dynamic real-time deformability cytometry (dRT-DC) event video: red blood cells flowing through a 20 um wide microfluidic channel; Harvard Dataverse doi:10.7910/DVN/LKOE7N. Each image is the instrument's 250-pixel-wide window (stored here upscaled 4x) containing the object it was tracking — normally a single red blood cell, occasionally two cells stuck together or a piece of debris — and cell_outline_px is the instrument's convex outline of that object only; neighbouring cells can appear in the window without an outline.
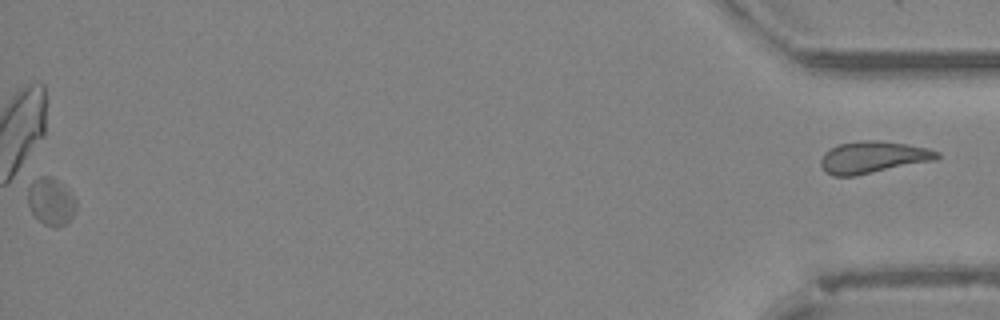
{"species": "Egyptian fruit bat (a non-hibernating species)", "species_latin": "Rousettus aegyptiacus", "temperature_condition": "cold", "stored_images_in_passage": 53, "camera_frame_rate_fps": 3000, "um_per_image_px": 0.085, "animal": {"sex": "female"}, "frame": {"image": 1, "passage_image": 53, "time_ms": 17.333, "image_size_px": [1000, 320], "cell_outline_px": [[940, 156], [936, 160], [856, 176], [832, 176], [824, 172], [820, 164], [820, 160], [824, 152], [840, 144], [864, 140], [880, 140], [928, 148], [940, 152]], "centroid_in_image_um": [74.2, 13.38], "position_along_channel_um": 361.0, "area_um2": 21.73}}